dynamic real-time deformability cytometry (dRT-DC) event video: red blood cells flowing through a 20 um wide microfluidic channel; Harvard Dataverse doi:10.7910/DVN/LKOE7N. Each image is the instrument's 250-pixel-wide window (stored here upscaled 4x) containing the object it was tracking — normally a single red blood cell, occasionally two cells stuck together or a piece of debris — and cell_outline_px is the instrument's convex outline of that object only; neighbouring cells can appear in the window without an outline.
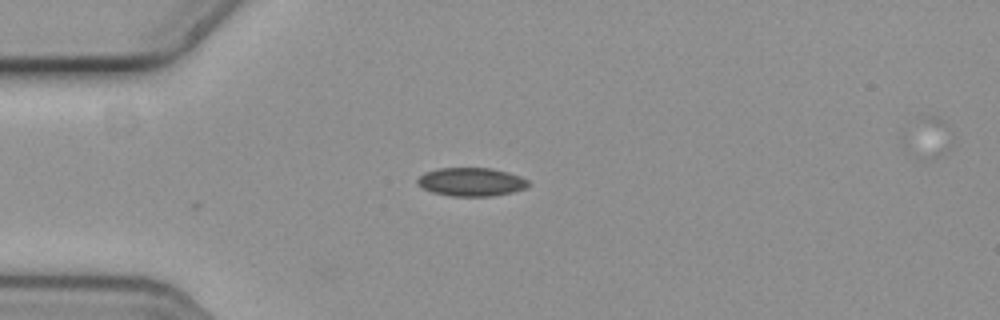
{"species": "common noctule bat (a hibernating species)", "species_latin": "Nyctalus noctula", "temperature_condition": "cold", "stored_images_in_passage": 5, "camera_frame_rate_fps": 3000, "um_per_image_px": 0.085, "animal": {"sex": "female", "body_mass_g": 19.3, "forearm_length_mm": 54.1}, "frame": {"image": 1, "passage_image": 1, "time_ms": 0.0, "image_size_px": [1000, 320], "cell_outline_px": [[528, 184], [524, 188], [512, 192], [492, 196], [452, 196], [432, 192], [416, 184], [416, 180], [424, 172], [440, 168], [492, 168], [508, 172], [520, 176], [528, 180]], "centroid_in_image_um": [40.03, 15.45], "position_along_channel_um": 45.0, "area_um2": 18.32}}